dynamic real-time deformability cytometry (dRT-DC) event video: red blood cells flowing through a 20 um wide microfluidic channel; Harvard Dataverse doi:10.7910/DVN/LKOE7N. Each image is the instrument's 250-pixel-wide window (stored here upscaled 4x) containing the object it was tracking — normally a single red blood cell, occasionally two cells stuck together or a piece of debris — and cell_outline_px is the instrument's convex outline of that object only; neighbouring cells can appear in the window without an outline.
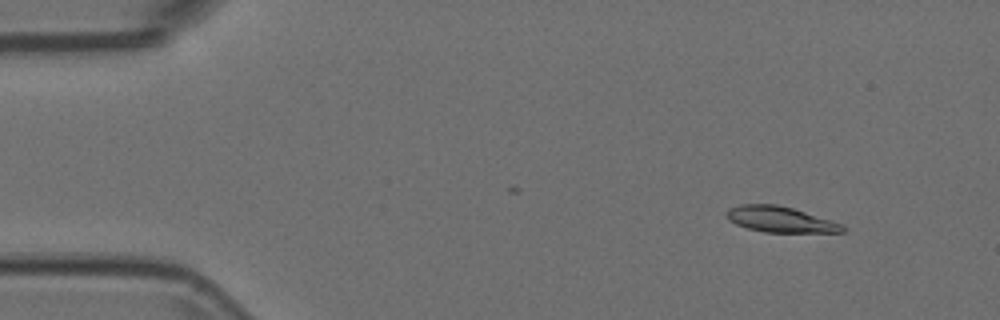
{"species": "Egyptian fruit bat (a non-hibernating species)", "species_latin": "Rousettus aegyptiacus", "temperature_condition": "room temperature", "stored_images_in_passage": 54, "camera_frame_rate_fps": 3000, "um_per_image_px": 0.085, "animal": {"sex": "female"}, "frame": {"image": 1, "passage_image": 6, "time_ms": 1.667, "image_size_px": [1000, 320], "cell_outline_px": [[844, 232], [764, 232], [748, 228], [736, 224], [728, 220], [724, 212], [728, 208], [740, 204], [776, 204], [792, 208], [840, 224], [844, 228]], "centroid_in_image_um": [66.21, 18.64], "position_along_channel_um": 18.8, "area_um2": 17.11}}
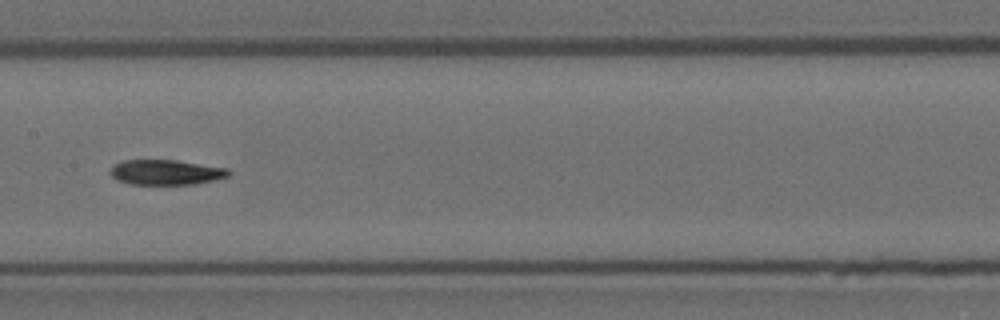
{"frame": {"image": 2, "passage_image": 27, "time_ms": 8.667, "image_size_px": [1000, 320], "cell_outline_px": [[232, 172], [228, 176], [216, 180], [196, 184], [132, 184], [116, 180], [108, 172], [112, 164], [124, 160], [176, 160], [228, 168]], "centroid_in_image_um": [14.1, 14.64], "position_along_channel_um": 193.3, "area_um2": 17.51}}
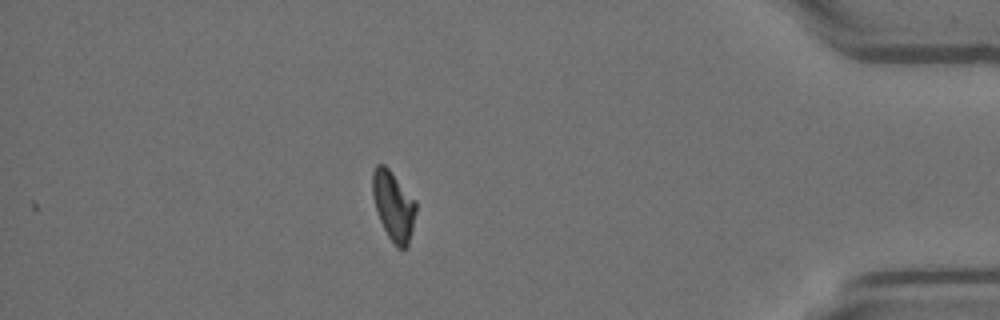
{"frame": {"image": 3, "passage_image": 47, "time_ms": 15.333, "image_size_px": [1000, 320], "cell_outline_px": [[416, 212], [408, 248], [396, 248], [388, 236], [380, 220], [372, 196], [372, 172], [376, 164], [384, 164], [388, 168], [416, 200]], "centroid_in_image_um": [33.45, 17.5], "position_along_channel_um": 401.8, "area_um2": 17.63}}